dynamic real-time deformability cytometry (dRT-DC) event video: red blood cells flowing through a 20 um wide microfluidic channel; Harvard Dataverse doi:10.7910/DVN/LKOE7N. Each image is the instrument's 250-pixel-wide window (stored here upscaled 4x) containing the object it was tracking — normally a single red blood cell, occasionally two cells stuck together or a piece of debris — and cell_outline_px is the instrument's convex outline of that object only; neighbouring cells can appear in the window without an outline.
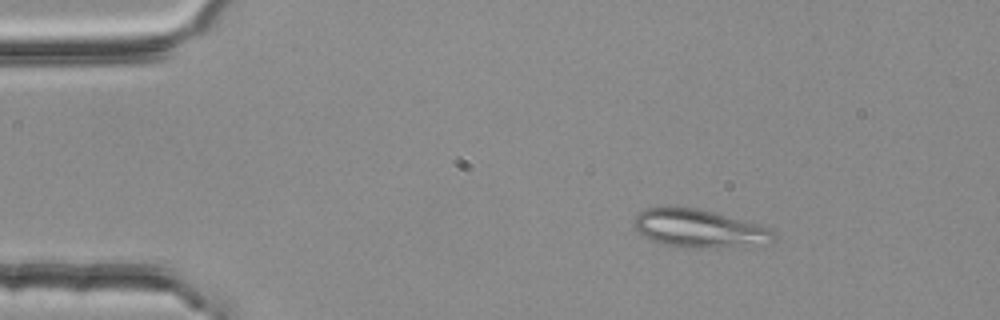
{"species": "common noctule bat (a hibernating species)", "species_latin": "Nyctalus noctula", "temperature_condition": "room temperature", "stored_images_in_passage": 2, "camera_frame_rate_fps": 3000, "um_per_image_px": 0.085, "animal": {"sex": "female", "body_mass_g": 25.1}, "frame": {"image": 1, "passage_image": 1, "time_ms": 0.0, "image_size_px": [1000, 320], "cell_outline_px": [[776, 236], [768, 244], [744, 248], [676, 248], [640, 236], [636, 232], [636, 216], [640, 212], [648, 208], [668, 204], [676, 204], [716, 212], [760, 224], [776, 232]], "centroid_in_image_um": [59.47, 19.43], "position_along_channel_um": 25.5, "area_um2": 32.43}}